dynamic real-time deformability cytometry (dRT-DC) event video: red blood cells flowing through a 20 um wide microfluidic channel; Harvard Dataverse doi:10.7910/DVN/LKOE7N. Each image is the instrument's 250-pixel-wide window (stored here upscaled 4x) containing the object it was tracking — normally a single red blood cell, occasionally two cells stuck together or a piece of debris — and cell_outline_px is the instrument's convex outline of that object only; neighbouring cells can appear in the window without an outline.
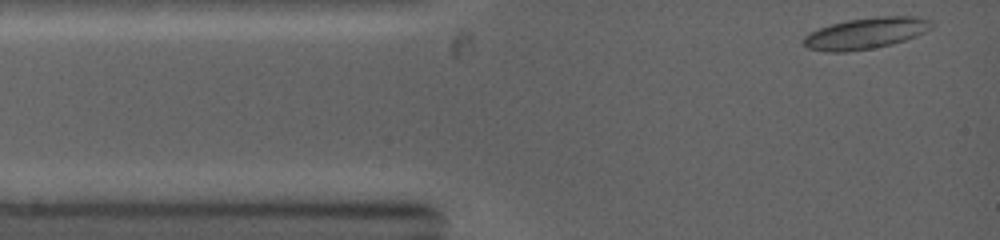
{"species": "common noctule bat (a hibernating species)", "species_latin": "Nyctalus noctula", "temperature_condition": "warm", "stored_images_in_passage": 42, "camera_frame_rate_fps": 5000, "um_per_image_px": 0.085, "animal": {"sex": "female", "body_mass_g": 19.0, "forearm_length_mm": 53.3}, "frame": {"image": 1, "passage_image": 1, "time_ms": 0.0, "image_size_px": [1000, 240], "cell_outline_px": [[936, 24], [932, 28], [916, 36], [892, 44], [872, 48], [844, 52], [828, 52], [808, 48], [804, 44], [804, 36], [820, 28], [832, 24], [848, 20], [876, 16], [916, 16], [932, 20]], "centroid_in_image_um": [73.66, 2.81], "position_along_channel_um": 11.3, "area_um2": 23.24}}
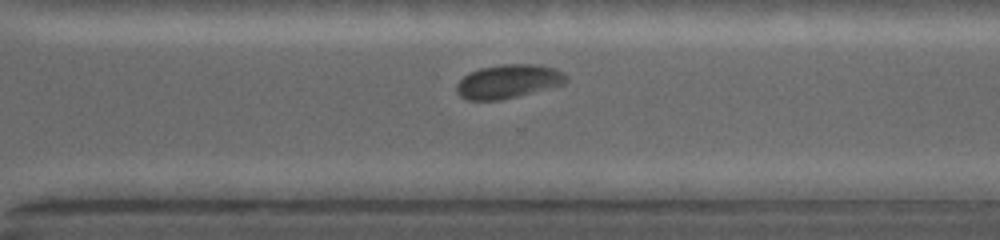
{"frame": {"image": 2, "passage_image": 34, "time_ms": 8.2, "image_size_px": [1000, 240], "cell_outline_px": [[568, 80], [564, 84], [500, 100], [468, 100], [460, 96], [456, 92], [456, 84], [468, 72], [480, 68], [504, 64], [536, 64], [552, 68], [564, 72], [568, 76]], "centroid_in_image_um": [43.19, 6.91], "position_along_channel_um": 327.4, "area_um2": 21.5}}
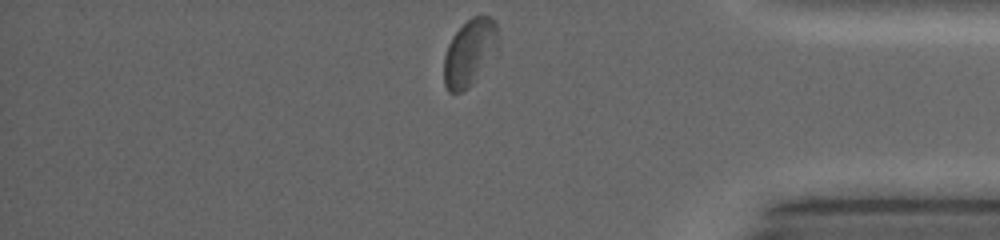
{"frame": {"image": 3, "passage_image": 42, "time_ms": 10.2, "image_size_px": [1000, 240], "cell_outline_px": [[500, 44], [468, 88], [460, 92], [448, 92], [444, 84], [444, 56], [448, 44], [452, 36], [472, 16], [488, 16], [496, 20]], "centroid_in_image_um": [39.92, 4.43], "position_along_channel_um": 395.3, "area_um2": 20.81}}